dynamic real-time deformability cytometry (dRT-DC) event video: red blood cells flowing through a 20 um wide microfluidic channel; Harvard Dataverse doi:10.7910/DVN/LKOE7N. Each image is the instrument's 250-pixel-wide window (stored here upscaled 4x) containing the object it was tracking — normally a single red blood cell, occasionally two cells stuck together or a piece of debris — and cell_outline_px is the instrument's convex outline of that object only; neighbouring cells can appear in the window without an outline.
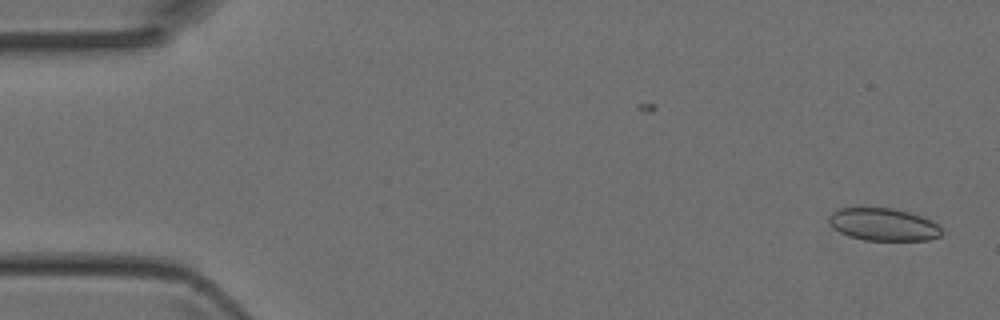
{"species": "Egyptian fruit bat (a non-hibernating species)", "species_latin": "Rousettus aegyptiacus", "temperature_condition": "room temperature", "stored_images_in_passage": 2, "camera_frame_rate_fps": 3000, "um_per_image_px": 0.085, "animal": {"sex": "female"}, "frame": {"image": 1, "passage_image": 2, "time_ms": 0.333, "image_size_px": [1000, 320], "cell_outline_px": [[940, 236], [928, 240], [864, 240], [848, 236], [832, 228], [828, 220], [828, 216], [832, 212], [840, 208], [892, 208], [908, 212], [932, 220], [940, 228]], "centroid_in_image_um": [75.04, 19.08], "position_along_channel_um": 10.0, "area_um2": 21.27}}